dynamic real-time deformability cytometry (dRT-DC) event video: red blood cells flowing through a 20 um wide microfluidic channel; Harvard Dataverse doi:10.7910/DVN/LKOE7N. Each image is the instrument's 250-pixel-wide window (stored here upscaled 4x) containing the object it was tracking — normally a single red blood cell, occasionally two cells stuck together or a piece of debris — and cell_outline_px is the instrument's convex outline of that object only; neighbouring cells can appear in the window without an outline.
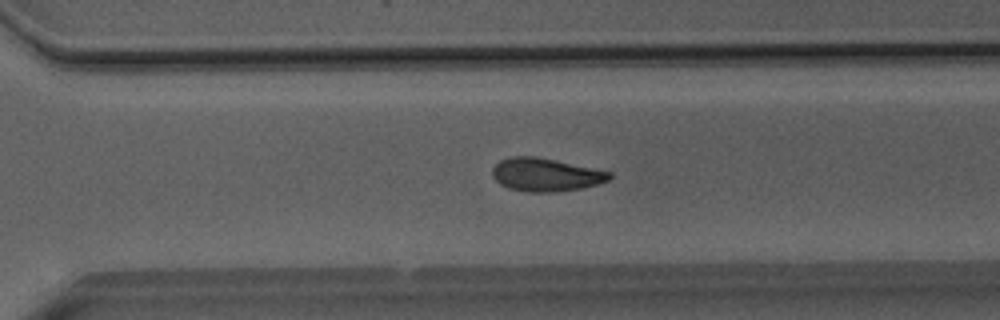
{"species": "Egyptian fruit bat (a non-hibernating species)", "species_latin": "Rousettus aegyptiacus", "temperature_condition": "room temperature", "stored_images_in_passage": 27, "camera_frame_rate_fps": 3000, "um_per_image_px": 0.085, "animal": {"sex": "male"}, "frame": {"image": 1, "passage_image": 22, "time_ms": 7.0, "image_size_px": [1000, 320], "cell_outline_px": [[612, 176], [608, 180], [596, 184], [580, 188], [556, 192], [528, 192], [508, 188], [500, 184], [492, 176], [492, 168], [500, 160], [508, 156], [536, 156], [556, 160], [612, 172]], "centroid_in_image_um": [46.35, 14.84], "position_along_channel_um": 324.3, "area_um2": 22.66}}
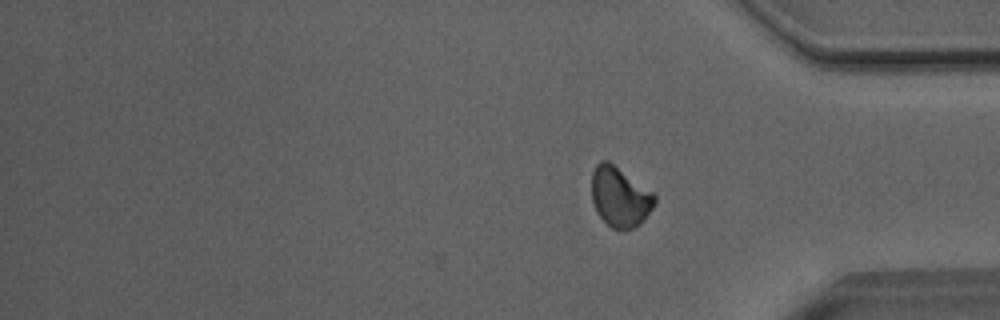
{"frame": {"image": 2, "passage_image": 27, "time_ms": 8.667, "image_size_px": [1000, 320], "cell_outline_px": [[656, 200], [652, 208], [644, 220], [640, 224], [632, 228], [612, 228], [596, 212], [592, 200], [592, 172], [596, 164], [600, 160], [608, 160], [652, 192], [656, 196]], "centroid_in_image_um": [52.67, 16.71], "position_along_channel_um": 382.5, "area_um2": 21.73}, "authors_computed_cell_mechanics": {"area_um2": 23.0044, "velocity_mm_per_s": 4.047, "shape_relaxation_time_tau1_ms": null, "shape_relaxation_time_tau2_ms": 3.0718, "deformation_change_tau1": null, "deformation_change_tau2": 0.0651}}